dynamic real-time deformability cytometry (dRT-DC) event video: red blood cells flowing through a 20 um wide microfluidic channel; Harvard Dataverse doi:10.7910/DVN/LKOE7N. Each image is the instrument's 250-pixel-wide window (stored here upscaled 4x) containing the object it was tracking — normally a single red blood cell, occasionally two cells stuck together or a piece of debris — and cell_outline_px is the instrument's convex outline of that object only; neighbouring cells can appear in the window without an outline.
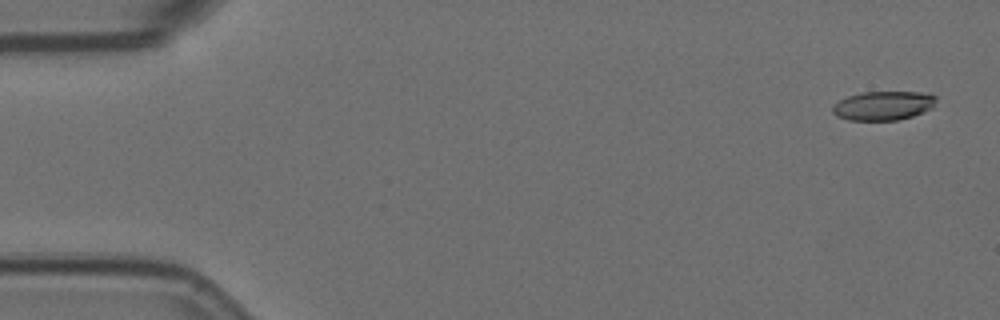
{"species": "Egyptian fruit bat (a non-hibernating species)", "species_latin": "Rousettus aegyptiacus", "temperature_condition": "room temperature", "stored_images_in_passage": 5, "camera_frame_rate_fps": 3000, "um_per_image_px": 0.085, "animal": {"sex": "female"}, "frame": {"image": 1, "passage_image": 1, "time_ms": 0.0, "image_size_px": [1000, 320], "cell_outline_px": [[936, 100], [932, 108], [924, 112], [912, 116], [896, 120], [848, 120], [836, 116], [832, 112], [832, 104], [848, 96], [864, 92], [928, 92], [936, 96]], "centroid_in_image_um": [75.08, 8.98], "position_along_channel_um": 9.9, "area_um2": 17.63}}
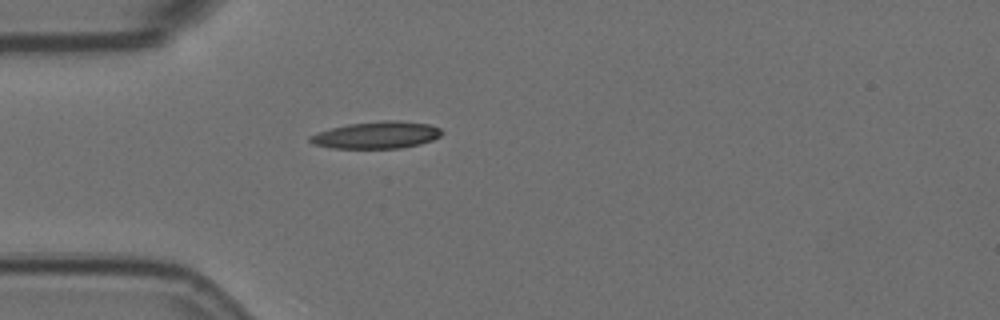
{"frame": {"image": 2, "passage_image": 5, "time_ms": 1.333, "image_size_px": [1000, 320], "cell_outline_px": [[444, 132], [440, 136], [432, 140], [420, 144], [400, 148], [332, 148], [312, 144], [308, 140], [308, 136], [332, 128], [348, 124], [384, 120], [396, 120], [432, 124], [440, 128]], "centroid_in_image_um": [32.04, 11.47], "position_along_channel_um": 53.0, "area_um2": 20.81}}